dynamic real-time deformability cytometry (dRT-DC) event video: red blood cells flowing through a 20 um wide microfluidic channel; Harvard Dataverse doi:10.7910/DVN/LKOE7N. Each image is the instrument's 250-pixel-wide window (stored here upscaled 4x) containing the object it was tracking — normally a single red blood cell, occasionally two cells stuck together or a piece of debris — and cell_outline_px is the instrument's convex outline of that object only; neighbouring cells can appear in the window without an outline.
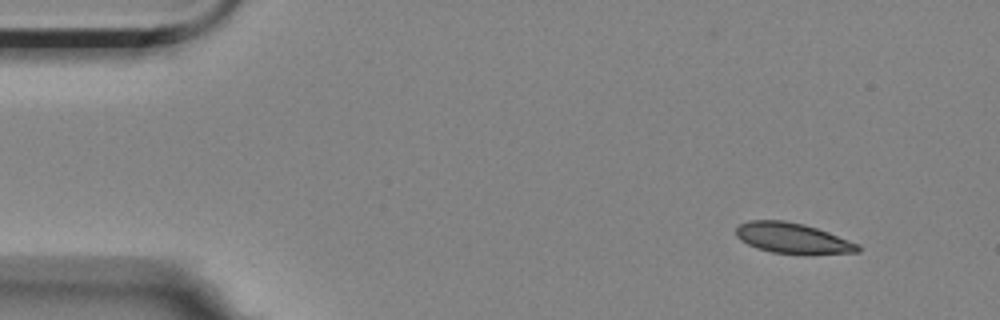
{"species": "Egyptian fruit bat (a non-hibernating species)", "species_latin": "Rousettus aegyptiacus", "temperature_condition": "room temperature", "stored_images_in_passage": 5, "camera_frame_rate_fps": 3000, "um_per_image_px": 0.085, "animal": {"sex": "female"}, "frame": {"image": 1, "passage_image": 1, "time_ms": 0.0, "image_size_px": [1000, 320], "cell_outline_px": [[860, 252], [772, 252], [756, 248], [740, 240], [736, 236], [736, 228], [740, 224], [748, 220], [784, 220], [804, 224], [828, 232], [860, 244]], "centroid_in_image_um": [67.31, 20.2], "position_along_channel_um": 17.7, "area_um2": 20.98}}
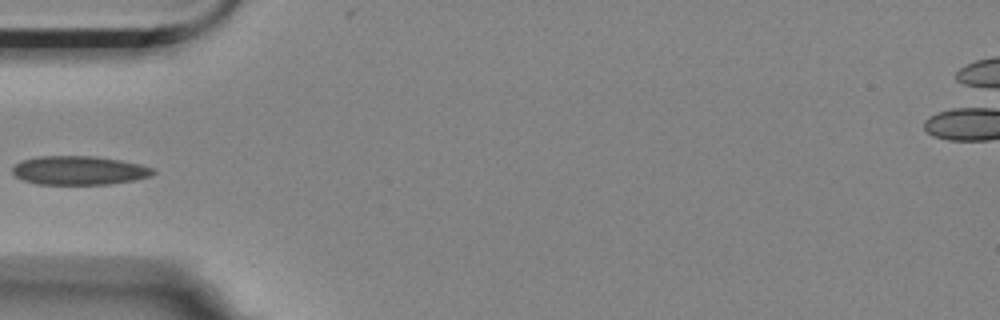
{"frame": {"image": 2, "passage_image": 4, "time_ms": 4.333, "image_size_px": [1000, 320], "cell_outline_px": [[156, 172], [152, 176], [136, 180], [108, 184], [36, 184], [24, 180], [16, 176], [12, 172], [12, 168], [20, 160], [36, 156], [96, 156], [120, 160], [140, 164], [152, 168]], "centroid_in_image_um": [6.73, 14.48], "position_along_channel_um": 78.3, "area_um2": 23.76}}
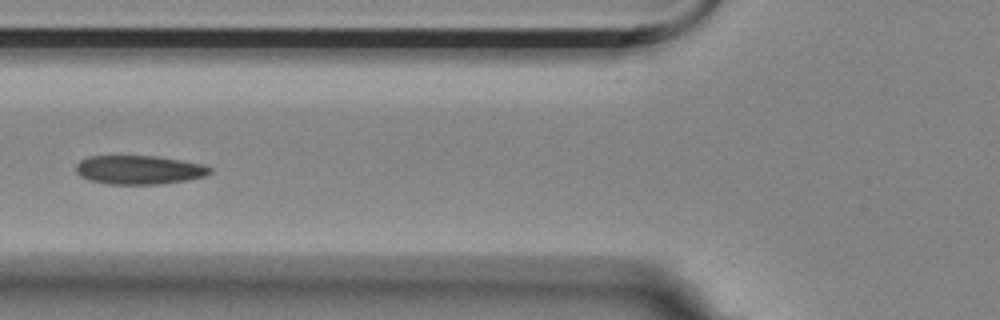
{"frame": {"image": 3, "passage_image": 5, "time_ms": 5.333, "image_size_px": [1000, 320], "cell_outline_px": [[212, 172], [204, 176], [184, 180], [160, 184], [108, 184], [88, 180], [80, 176], [76, 172], [76, 164], [80, 160], [88, 156], [156, 156], [204, 164], [212, 168]], "centroid_in_image_um": [11.8, 14.43], "position_along_channel_um": 114.0, "area_um2": 22.54}}